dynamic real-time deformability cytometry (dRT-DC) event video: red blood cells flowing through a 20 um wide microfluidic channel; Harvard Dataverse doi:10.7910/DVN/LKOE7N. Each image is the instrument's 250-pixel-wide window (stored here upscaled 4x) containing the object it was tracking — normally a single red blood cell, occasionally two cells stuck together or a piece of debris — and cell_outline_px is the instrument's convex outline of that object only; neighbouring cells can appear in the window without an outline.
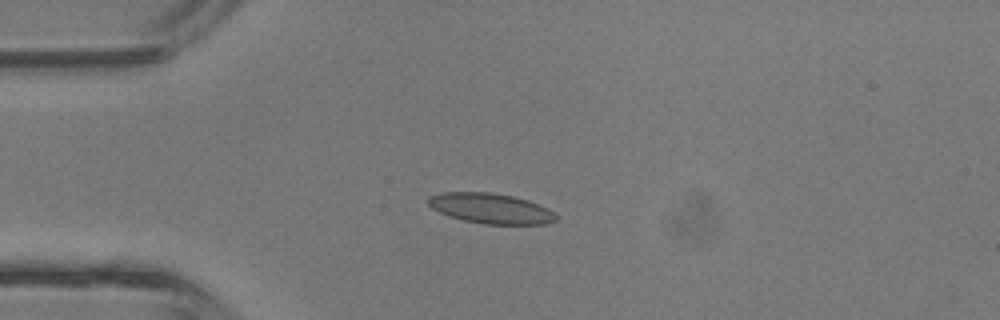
{"species": "common noctule bat (a hibernating species)", "species_latin": "Nyctalus noctula", "temperature_condition": "room temperature", "stored_images_in_passage": 4, "camera_frame_rate_fps": 3000, "um_per_image_px": 0.085, "animal": {"sex": "male", "body_mass_g": 13.3}, "frame": {"image": 1, "passage_image": 3, "time_ms": 0.667, "image_size_px": [1000, 320], "cell_outline_px": [[560, 220], [544, 224], [484, 224], [464, 220], [448, 216], [432, 208], [428, 204], [428, 196], [440, 192], [488, 192], [512, 196], [528, 200], [548, 208]], "centroid_in_image_um": [41.7, 17.71], "position_along_channel_um": 43.3, "area_um2": 22.54}}